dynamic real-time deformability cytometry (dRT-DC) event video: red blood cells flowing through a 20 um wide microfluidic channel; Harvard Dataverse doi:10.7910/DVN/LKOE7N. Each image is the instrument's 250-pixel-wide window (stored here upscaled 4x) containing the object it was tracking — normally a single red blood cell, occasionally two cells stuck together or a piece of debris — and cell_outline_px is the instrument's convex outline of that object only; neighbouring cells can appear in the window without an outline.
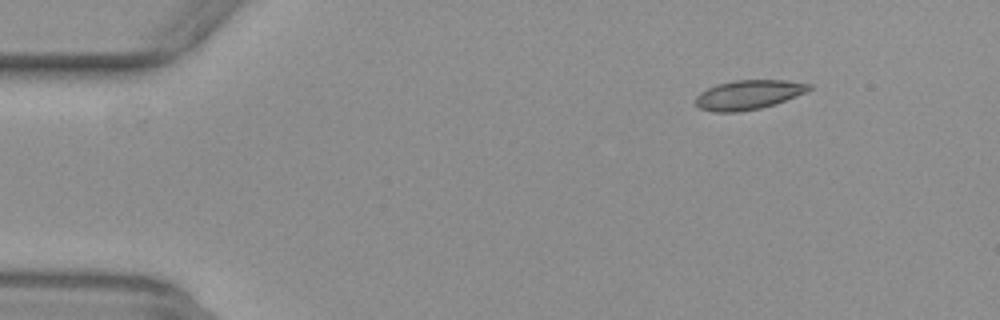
{"species": "common noctule bat (a hibernating species)", "species_latin": "Nyctalus noctula", "temperature_condition": "warm", "stored_images_in_passage": 47, "camera_frame_rate_fps": 3000, "um_per_image_px": 0.085, "animal": {"sex": "female", "body_mass_g": 29.2, "forearm_length_mm": 56.3}, "frame": {"image": 1, "passage_image": 1, "time_ms": 0.0, "image_size_px": [1000, 320], "cell_outline_px": [[812, 88], [804, 92], [784, 100], [760, 108], [740, 112], [712, 112], [700, 108], [696, 104], [696, 96], [700, 92], [716, 84], [736, 80], [788, 80], [812, 84]], "centroid_in_image_um": [63.59, 8.05], "position_along_channel_um": 21.4, "area_um2": 19.25}}
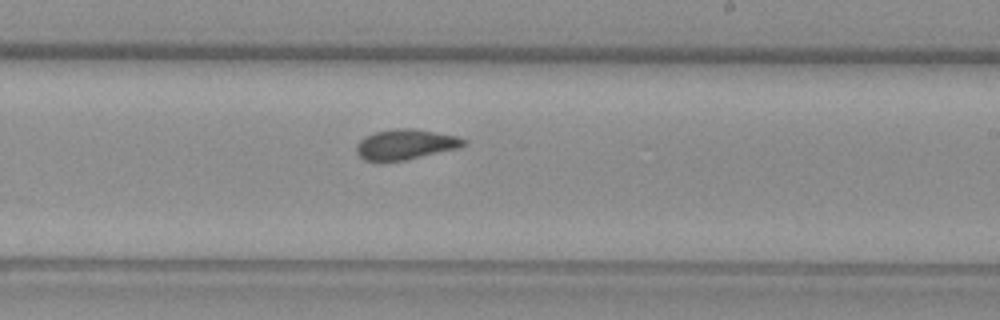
{"frame": {"image": 2, "passage_image": 26, "time_ms": 8.333, "image_size_px": [1000, 320], "cell_outline_px": [[468, 144], [460, 148], [404, 160], [380, 164], [364, 160], [356, 152], [356, 144], [364, 136], [376, 132], [396, 128], [412, 128], [436, 132], [456, 136], [468, 140]], "centroid_in_image_um": [34.45, 12.3], "position_along_channel_um": 254.6, "area_um2": 19.42}}
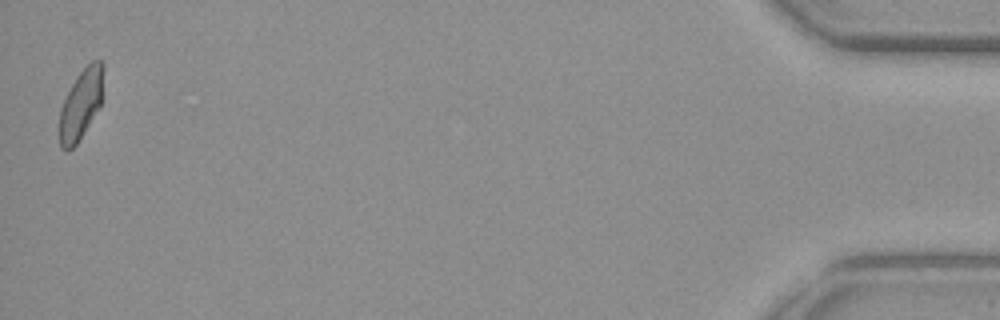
{"frame": {"image": 3, "passage_image": 47, "time_ms": 15.333, "image_size_px": [1000, 320], "cell_outline_px": [[104, 72], [100, 104], [76, 144], [68, 152], [64, 152], [60, 148], [60, 108], [76, 76], [92, 60], [104, 60]], "centroid_in_image_um": [6.87, 8.83], "position_along_channel_um": 428.3, "area_um2": 17.63}, "authors_computed_cell_mechanics": {"area_um2": 19.0162, "velocity_mm_per_s": 3.8809, "shape_relaxation_time_tau1_ms": 6.9336, "shape_relaxation_time_tau2_ms": 1.8706, "deformation_change_tau1": 0.1414, "deformation_change_tau2": 0.0692}}